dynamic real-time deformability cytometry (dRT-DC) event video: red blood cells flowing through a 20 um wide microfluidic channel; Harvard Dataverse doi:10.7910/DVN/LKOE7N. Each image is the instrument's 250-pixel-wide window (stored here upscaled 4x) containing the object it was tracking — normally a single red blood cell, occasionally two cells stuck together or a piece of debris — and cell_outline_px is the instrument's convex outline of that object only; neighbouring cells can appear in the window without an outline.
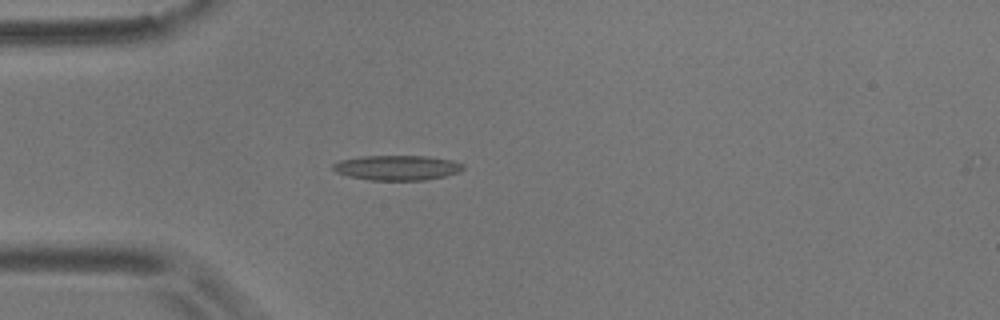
{"species": "common noctule bat (a hibernating species)", "species_latin": "Nyctalus noctula", "temperature_condition": "room temperature", "stored_images_in_passage": 2, "camera_frame_rate_fps": 3000, "um_per_image_px": 0.085, "animal": {"sex": "male", "body_mass_g": 17.9}, "frame": {"image": 1, "passage_image": 2, "time_ms": 2.0, "image_size_px": [1000, 320], "cell_outline_px": [[464, 168], [456, 172], [444, 176], [424, 180], [368, 180], [348, 176], [336, 172], [332, 168], [332, 164], [340, 160], [360, 156], [428, 156], [452, 160], [464, 164]], "centroid_in_image_um": [33.72, 14.25], "position_along_channel_um": 51.3, "area_um2": 18.9}}